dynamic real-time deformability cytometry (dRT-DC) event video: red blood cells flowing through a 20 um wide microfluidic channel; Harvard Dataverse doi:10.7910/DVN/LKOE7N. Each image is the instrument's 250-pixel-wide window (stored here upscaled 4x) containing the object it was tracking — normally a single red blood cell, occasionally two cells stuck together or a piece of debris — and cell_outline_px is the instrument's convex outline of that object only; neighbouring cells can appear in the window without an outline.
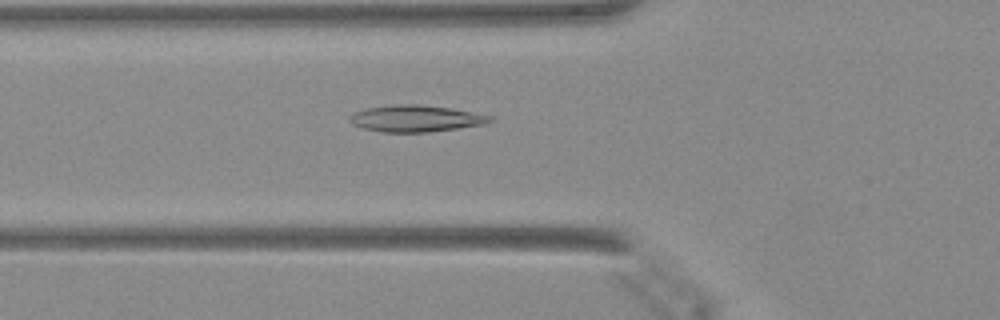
{"species": "Egyptian fruit bat (a non-hibernating species)", "species_latin": "Rousettus aegyptiacus", "temperature_condition": "warm", "stored_images_in_passage": 23, "camera_frame_rate_fps": 3000, "um_per_image_px": 0.085, "animal": {"sex": "female"}, "frame": {"image": 1, "passage_image": 13, "time_ms": 4.0, "image_size_px": [1000, 320], "cell_outline_px": [[496, 120], [484, 124], [428, 132], [384, 132], [364, 128], [352, 124], [348, 120], [348, 116], [352, 112], [364, 108], [392, 104], [420, 104], [452, 108], [492, 116]], "centroid_in_image_um": [35.3, 10.05], "position_along_channel_um": 90.5, "area_um2": 21.96}}
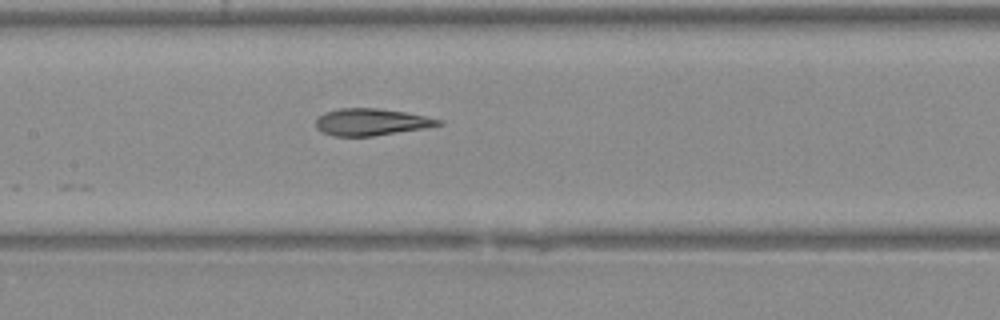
{"frame": {"image": 2, "passage_image": 19, "time_ms": 6.0, "image_size_px": [1000, 320], "cell_outline_px": [[444, 124], [424, 128], [372, 136], [332, 136], [320, 132], [316, 128], [316, 120], [324, 112], [340, 108], [380, 108], [404, 112], [444, 120]], "centroid_in_image_um": [31.53, 10.37], "position_along_channel_um": 175.9, "area_um2": 19.25}}
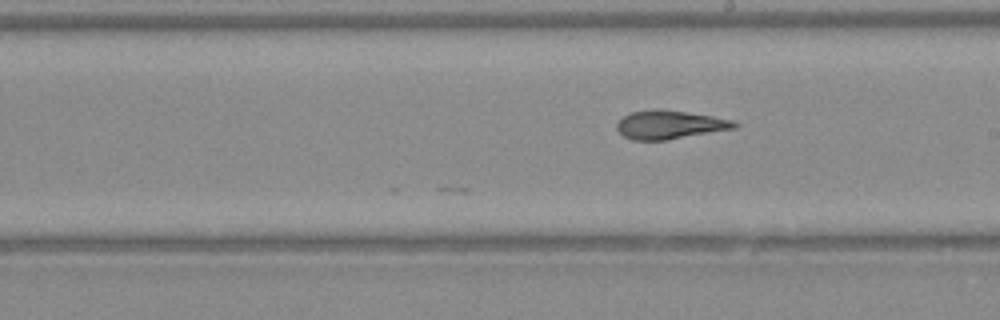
{"frame": {"image": 3, "passage_image": 23, "time_ms": 7.333, "image_size_px": [1000, 320], "cell_outline_px": [[740, 124], [736, 128], [664, 140], [632, 140], [624, 136], [616, 128], [616, 124], [624, 116], [632, 112], [652, 108], [660, 108], [688, 112], [712, 116], [732, 120]], "centroid_in_image_um": [56.92, 10.58], "position_along_channel_um": 232.1, "area_um2": 19.54}}